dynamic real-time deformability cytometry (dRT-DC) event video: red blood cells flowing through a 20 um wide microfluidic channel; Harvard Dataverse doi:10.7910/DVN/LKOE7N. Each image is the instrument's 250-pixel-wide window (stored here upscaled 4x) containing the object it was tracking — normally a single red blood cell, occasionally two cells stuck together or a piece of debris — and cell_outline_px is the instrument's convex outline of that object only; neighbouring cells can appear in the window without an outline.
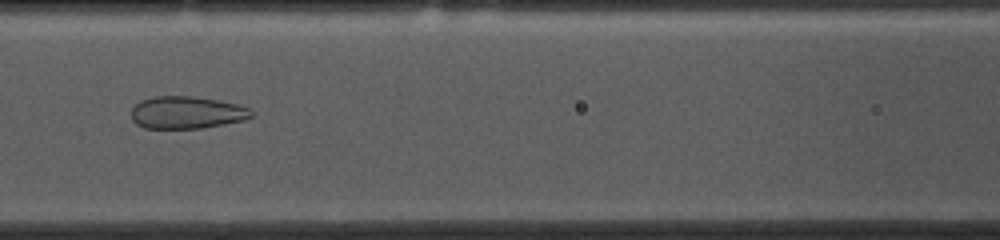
{"species": "common noctule bat (a hibernating species)", "species_latin": "Nyctalus noctula", "temperature_condition": "cold", "stored_images_in_passage": 52, "camera_frame_rate_fps": 3000, "um_per_image_px": 0.085, "animal": {"sex": "female", "body_mass_g": 10.0, "forearm_length_mm": 53.1}, "frame": {"image": 1, "passage_image": 21, "time_ms": 6.667, "image_size_px": [1000, 240], "cell_outline_px": [[256, 112], [252, 116], [244, 120], [224, 124], [200, 128], [144, 128], [136, 124], [132, 120], [132, 108], [140, 100], [156, 96], [188, 96], [216, 100], [236, 104], [252, 108]], "centroid_in_image_um": [15.89, 9.57], "position_along_channel_um": 150.7, "area_um2": 22.66}}
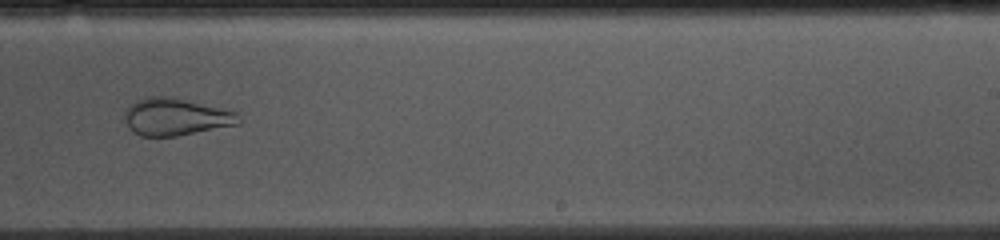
{"frame": {"image": 2, "passage_image": 31, "time_ms": 10.0, "image_size_px": [1000, 240], "cell_outline_px": [[244, 120], [240, 124], [176, 136], [140, 136], [132, 132], [124, 120], [124, 112], [136, 100], [148, 96], [168, 96], [236, 112]], "centroid_in_image_um": [14.93, 9.94], "position_along_channel_um": 274.1, "area_um2": 24.68}}
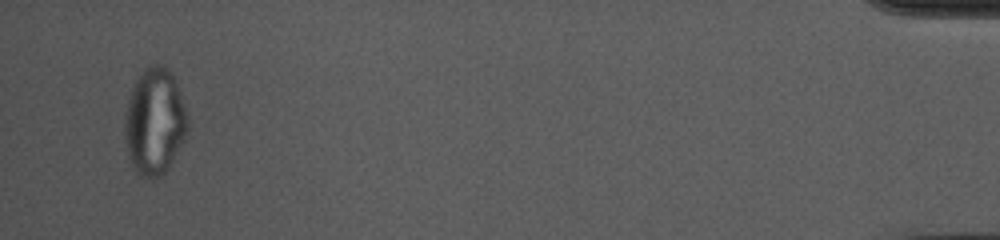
{"frame": {"image": 3, "passage_image": 50, "time_ms": 16.333, "image_size_px": [1000, 240], "cell_outline_px": [[188, 132], [168, 168], [160, 176], [140, 176], [132, 168], [128, 156], [124, 136], [124, 120], [128, 100], [132, 88], [140, 72], [144, 68], [152, 64], [164, 64], [168, 68], [176, 80], [188, 116]], "centroid_in_image_um": [13.14, 10.3], "position_along_channel_um": 422.1, "area_um2": 39.3}}